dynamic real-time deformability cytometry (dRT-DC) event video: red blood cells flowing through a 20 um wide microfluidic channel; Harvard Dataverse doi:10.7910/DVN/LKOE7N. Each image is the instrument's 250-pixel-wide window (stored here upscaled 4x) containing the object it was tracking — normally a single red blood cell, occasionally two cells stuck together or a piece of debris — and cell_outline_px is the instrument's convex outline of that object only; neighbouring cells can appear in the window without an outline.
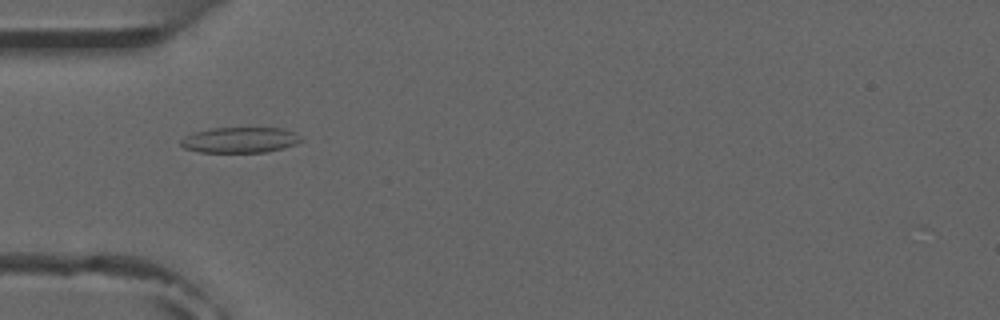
{"species": "common noctule bat (a hibernating species)", "species_latin": "Nyctalus noctula", "temperature_condition": "room temperature", "stored_images_in_passage": 3, "camera_frame_rate_fps": 3000, "um_per_image_px": 0.085, "animal": {"sex": "male", "forearm_length_mm": 52.5}, "frame": {"image": 1, "passage_image": 2, "time_ms": 1.0, "image_size_px": [1000, 320], "cell_outline_px": [[304, 140], [296, 144], [284, 148], [264, 152], [200, 152], [184, 148], [180, 144], [180, 140], [184, 136], [196, 132], [212, 128], [280, 128], [292, 132]], "centroid_in_image_um": [20.38, 11.9], "position_along_channel_um": 64.6, "area_um2": 17.8}}